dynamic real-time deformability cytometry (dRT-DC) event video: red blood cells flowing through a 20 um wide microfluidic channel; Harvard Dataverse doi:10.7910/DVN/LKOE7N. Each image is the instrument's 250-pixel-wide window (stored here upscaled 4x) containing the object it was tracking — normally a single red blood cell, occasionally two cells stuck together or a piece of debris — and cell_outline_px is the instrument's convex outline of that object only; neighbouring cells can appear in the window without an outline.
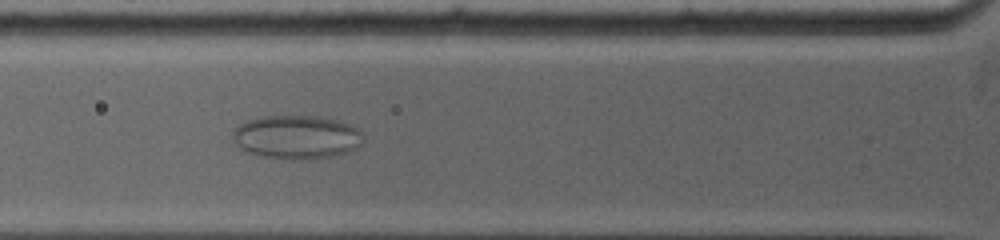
{"species": "common noctule bat (a hibernating species)", "species_latin": "Nyctalus noctula", "temperature_condition": "warm", "stored_images_in_passage": 13, "camera_frame_rate_fps": 5000, "um_per_image_px": 0.085, "animal": {"sex": "female", "body_mass_g": 19.0, "forearm_length_mm": 53.3}, "frame": {"image": 1, "passage_image": 11, "time_ms": 3.4, "image_size_px": [1000, 240], "cell_outline_px": [[364, 140], [356, 148], [348, 152], [328, 156], [304, 160], [264, 156], [248, 152], [240, 148], [236, 144], [232, 136], [232, 132], [240, 124], [248, 120], [260, 116], [320, 116], [340, 120], [356, 128], [364, 136]], "centroid_in_image_um": [25.22, 11.63], "position_along_channel_um": 100.6, "area_um2": 33.06}}
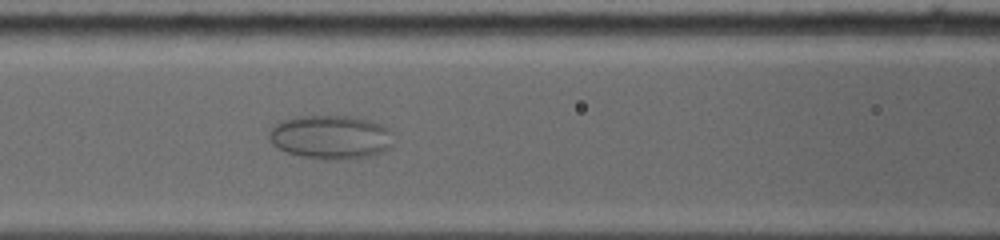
{"frame": {"image": 2, "passage_image": 13, "time_ms": 4.4, "image_size_px": [1000, 240], "cell_outline_px": [[388, 148], [380, 152], [368, 156], [336, 160], [324, 160], [300, 156], [288, 152], [272, 144], [268, 136], [272, 128], [276, 124], [284, 120], [296, 116], [344, 116], [364, 120], [388, 128]], "centroid_in_image_um": [28.0, 11.67], "position_along_channel_um": 138.6, "area_um2": 30.81}}